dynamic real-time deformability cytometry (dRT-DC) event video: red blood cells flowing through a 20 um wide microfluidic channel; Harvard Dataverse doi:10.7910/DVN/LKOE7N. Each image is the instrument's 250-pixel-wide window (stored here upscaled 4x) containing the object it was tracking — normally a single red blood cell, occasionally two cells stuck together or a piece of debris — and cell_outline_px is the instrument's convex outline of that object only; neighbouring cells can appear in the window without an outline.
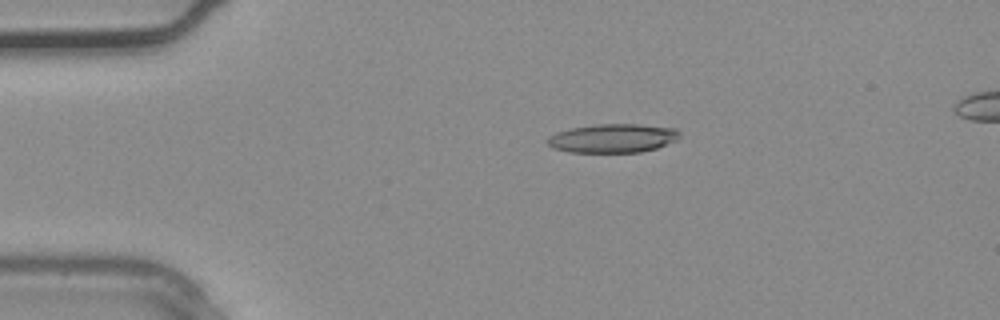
{"species": "common noctule bat (a hibernating species)", "species_latin": "Nyctalus noctula", "temperature_condition": "warm", "stored_images_in_passage": 3, "camera_frame_rate_fps": 3000, "um_per_image_px": 0.085, "animal": {"sex": "male", "body_mass_g": 20.4}, "frame": {"image": 1, "passage_image": 3, "time_ms": 0.667, "image_size_px": [1000, 320], "cell_outline_px": [[680, 136], [676, 140], [656, 148], [640, 152], [568, 152], [552, 148], [544, 140], [548, 136], [556, 132], [572, 128], [596, 124], [636, 124], [676, 128], [680, 132]], "centroid_in_image_um": [52.05, 11.75], "position_along_channel_um": 32.9, "area_um2": 22.25}}